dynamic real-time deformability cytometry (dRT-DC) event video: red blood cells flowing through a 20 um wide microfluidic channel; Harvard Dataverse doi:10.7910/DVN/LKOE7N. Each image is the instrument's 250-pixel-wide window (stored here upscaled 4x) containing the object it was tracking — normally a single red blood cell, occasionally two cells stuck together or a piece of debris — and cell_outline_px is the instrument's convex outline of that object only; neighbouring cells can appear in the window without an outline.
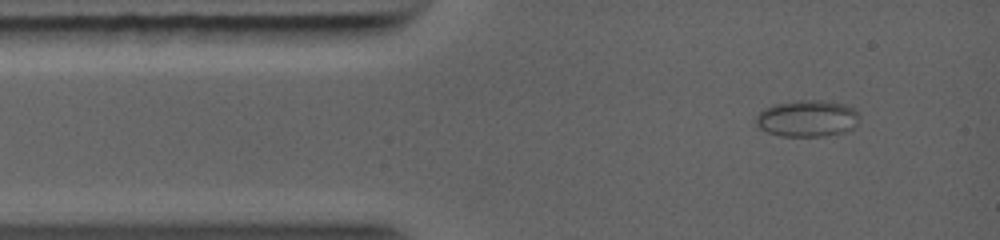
{"species": "common noctule bat (a hibernating species)", "species_latin": "Nyctalus noctula", "temperature_condition": "warm", "stored_images_in_passage": 3, "camera_frame_rate_fps": 5000, "um_per_image_px": 0.085, "animal": {"sex": "female", "body_mass_g": 19.0, "forearm_length_mm": 56.7}, "frame": {"image": 1, "passage_image": 1, "time_ms": 0.0, "image_size_px": [1000, 240], "cell_outline_px": [[860, 120], [836, 132], [816, 136], [784, 136], [768, 132], [760, 128], [756, 120], [756, 116], [764, 108], [772, 104], [800, 100], [828, 100], [844, 104], [852, 108], [860, 116]], "centroid_in_image_um": [68.54, 10.02], "position_along_channel_um": 16.5, "area_um2": 21.39}}
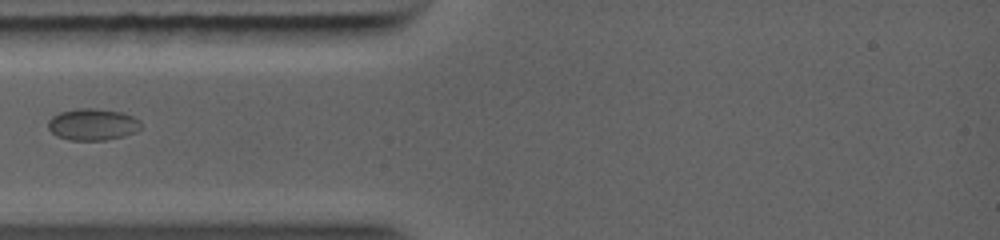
{"frame": {"image": 2, "passage_image": 3, "time_ms": 2.2, "image_size_px": [1000, 240], "cell_outline_px": [[140, 128], [120, 136], [100, 140], [76, 140], [60, 136], [52, 132], [48, 128], [48, 120], [52, 116], [60, 112], [80, 108], [92, 108], [120, 112], [132, 116], [140, 120]], "centroid_in_image_um": [7.83, 10.55], "position_along_channel_um": 77.2, "area_um2": 16.53}}